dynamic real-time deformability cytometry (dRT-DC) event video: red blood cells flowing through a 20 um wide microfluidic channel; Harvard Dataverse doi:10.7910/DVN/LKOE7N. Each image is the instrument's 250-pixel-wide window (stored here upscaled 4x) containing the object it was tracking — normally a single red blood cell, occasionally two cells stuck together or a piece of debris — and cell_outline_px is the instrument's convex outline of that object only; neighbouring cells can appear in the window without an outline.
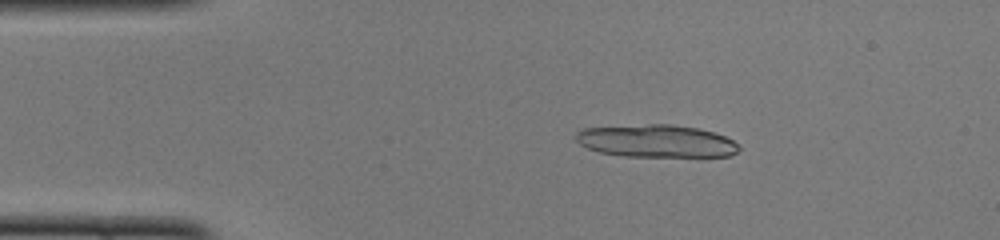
{"species": "common noctule bat (a hibernating species)", "species_latin": "Nyctalus noctula", "temperature_condition": "cold", "stored_images_in_passage": 24, "camera_frame_rate_fps": 3000, "um_per_image_px": 0.085, "animal": {"sex": "female", "body_mass_g": 22.0, "forearm_length_mm": 56.7}, "frame": {"image": 1, "passage_image": 8, "time_ms": 2.333, "image_size_px": [1000, 240], "cell_outline_px": [[740, 148], [732, 156], [624, 156], [600, 152], [588, 148], [580, 144], [576, 140], [576, 132], [584, 128], [648, 124], [672, 124], [696, 128], [716, 132], [732, 140]], "centroid_in_image_um": [55.79, 11.98], "position_along_channel_um": 29.2, "area_um2": 30.81}}